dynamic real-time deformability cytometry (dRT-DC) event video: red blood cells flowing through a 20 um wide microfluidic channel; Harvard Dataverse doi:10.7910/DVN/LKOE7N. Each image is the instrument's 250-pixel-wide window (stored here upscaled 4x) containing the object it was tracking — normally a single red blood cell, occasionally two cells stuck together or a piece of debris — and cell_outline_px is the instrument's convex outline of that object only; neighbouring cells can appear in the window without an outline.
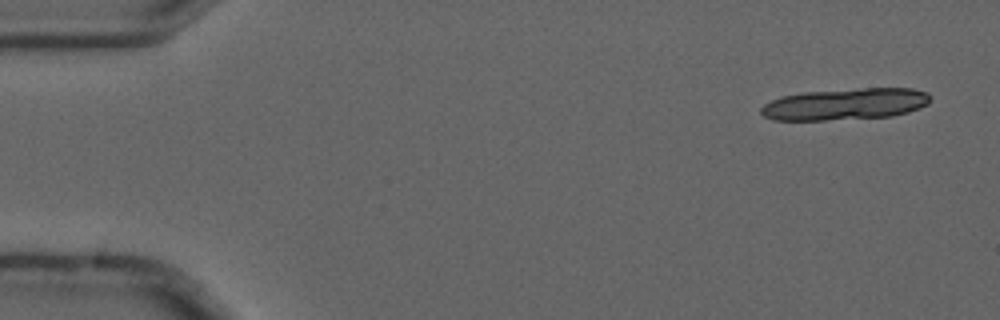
{"species": "common noctule bat (a hibernating species)", "species_latin": "Nyctalus noctula", "temperature_condition": "cold", "stored_images_in_passage": 5, "camera_frame_rate_fps": 3000, "um_per_image_px": 0.085, "animal": {"sex": "male", "forearm_length_mm": 52.5}, "frame": {"image": 1, "passage_image": 1, "time_ms": 0.0, "image_size_px": [1000, 320], "cell_outline_px": [[928, 104], [920, 108], [908, 112], [892, 116], [824, 120], [772, 120], [764, 116], [760, 112], [760, 108], [764, 104], [780, 96], [804, 92], [856, 88], [912, 88], [928, 92]], "centroid_in_image_um": [71.82, 8.84], "position_along_channel_um": 13.2, "area_um2": 31.27}}